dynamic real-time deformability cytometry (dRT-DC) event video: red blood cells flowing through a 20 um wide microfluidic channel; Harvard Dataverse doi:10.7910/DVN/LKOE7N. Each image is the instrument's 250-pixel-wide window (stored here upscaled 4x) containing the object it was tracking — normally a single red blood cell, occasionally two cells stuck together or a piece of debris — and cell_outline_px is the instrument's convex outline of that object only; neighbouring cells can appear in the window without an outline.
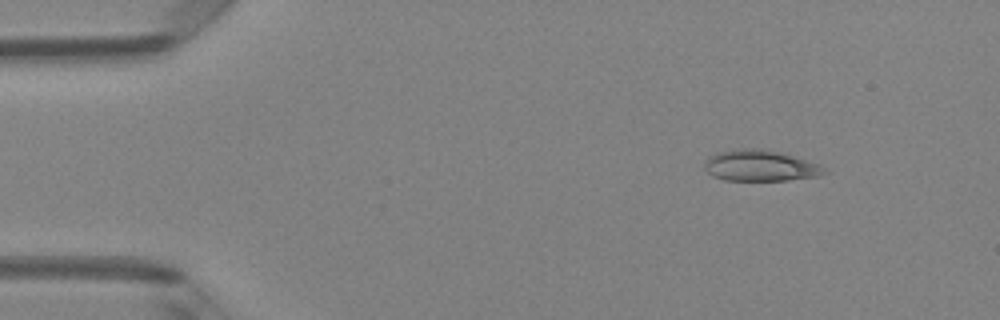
{"species": "Egyptian fruit bat (a non-hibernating species)", "species_latin": "Rousettus aegyptiacus", "temperature_condition": "room temperature", "stored_images_in_passage": 3, "camera_frame_rate_fps": 3000, "um_per_image_px": 0.085, "animal": {"sex": "female"}, "frame": {"image": 1, "passage_image": 1, "time_ms": 0.0, "image_size_px": [1000, 320], "cell_outline_px": [[832, 172], [820, 176], [788, 180], [724, 180], [712, 176], [704, 168], [704, 160], [708, 156], [716, 152], [740, 148], [764, 148], [820, 164]], "centroid_in_image_um": [64.63, 14.08], "position_along_channel_um": 20.4, "area_um2": 22.02}}